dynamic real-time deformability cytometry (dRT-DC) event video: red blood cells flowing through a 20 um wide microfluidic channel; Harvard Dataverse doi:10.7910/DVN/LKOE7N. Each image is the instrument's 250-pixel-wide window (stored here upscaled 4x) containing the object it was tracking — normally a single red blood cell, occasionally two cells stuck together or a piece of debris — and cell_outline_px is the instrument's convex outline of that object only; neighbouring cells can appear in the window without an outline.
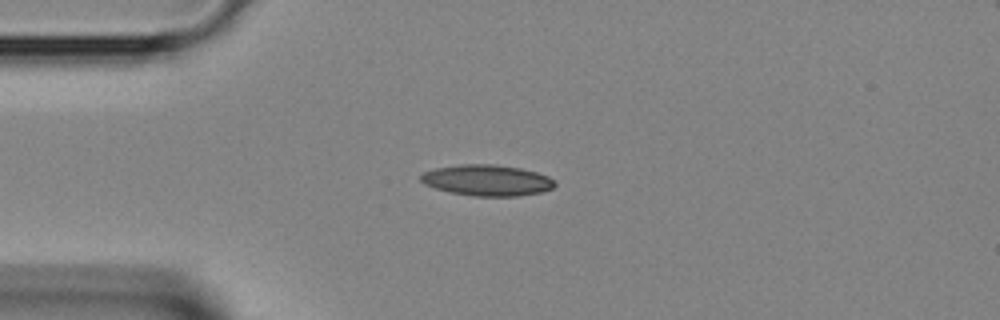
{"species": "Egyptian fruit bat (a non-hibernating species)", "species_latin": "Rousettus aegyptiacus", "temperature_condition": "room temperature", "stored_images_in_passage": 2, "camera_frame_rate_fps": 3000, "um_per_image_px": 0.085, "animal": {"sex": "female"}, "frame": {"image": 1, "passage_image": 1, "time_ms": 0.0, "image_size_px": [1000, 320], "cell_outline_px": [[556, 184], [552, 188], [540, 192], [516, 196], [472, 196], [448, 192], [424, 184], [420, 180], [420, 176], [424, 172], [436, 168], [460, 164], [492, 164], [520, 168], [536, 172], [548, 176]], "centroid_in_image_um": [41.37, 15.32], "position_along_channel_um": 43.6, "area_um2": 24.1}}
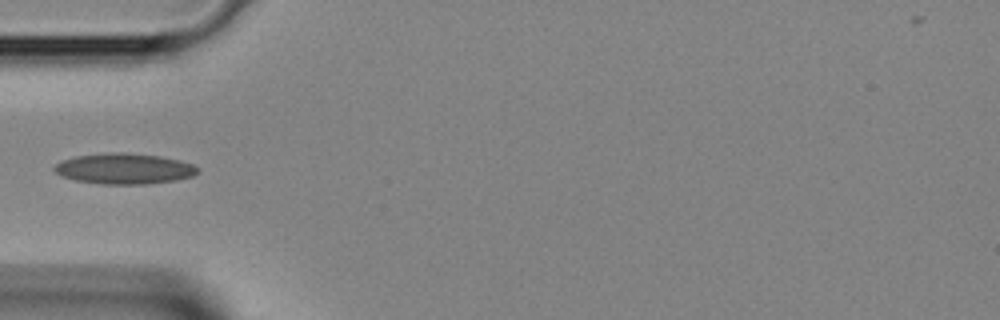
{"frame": {"image": 2, "passage_image": 2, "time_ms": 0.333, "image_size_px": [1000, 320], "cell_outline_px": [[196, 172], [192, 176], [176, 180], [144, 184], [100, 184], [76, 180], [60, 176], [52, 168], [60, 160], [76, 156], [112, 152], [124, 152], [160, 156], [180, 160], [192, 164], [196, 168]], "centroid_in_image_um": [10.5, 14.33], "position_along_channel_um": 74.5, "area_um2": 25.55}}